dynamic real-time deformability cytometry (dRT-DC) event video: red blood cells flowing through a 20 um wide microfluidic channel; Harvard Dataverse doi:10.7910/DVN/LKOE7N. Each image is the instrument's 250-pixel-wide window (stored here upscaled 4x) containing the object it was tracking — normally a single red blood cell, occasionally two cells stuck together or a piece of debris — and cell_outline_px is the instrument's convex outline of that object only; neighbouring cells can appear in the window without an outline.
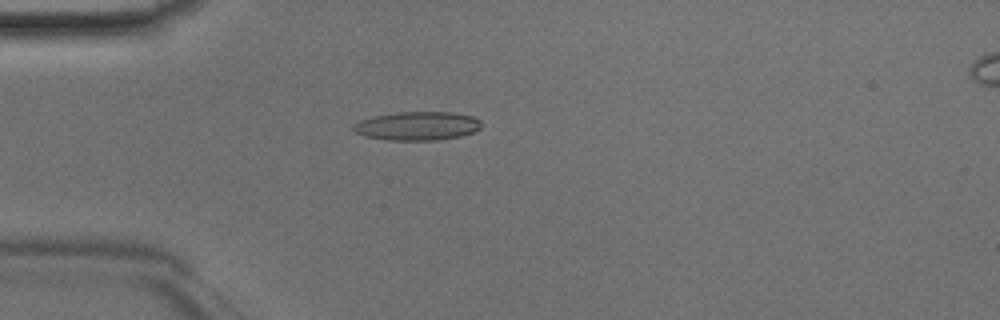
{"species": "Egyptian fruit bat (a non-hibernating species)", "species_latin": "Rousettus aegyptiacus", "temperature_condition": "room temperature", "stored_images_in_passage": 37, "camera_frame_rate_fps": 3000, "um_per_image_px": 0.085, "animal": {"sex": "male"}, "frame": {"image": 1, "passage_image": 4, "time_ms": 1.0, "image_size_px": [1000, 320], "cell_outline_px": [[480, 128], [476, 132], [460, 136], [436, 140], [388, 140], [364, 136], [356, 132], [352, 128], [352, 124], [360, 120], [372, 116], [396, 112], [452, 112], [472, 116], [480, 120]], "centroid_in_image_um": [35.46, 10.7], "position_along_channel_um": 49.5, "area_um2": 21.5}}
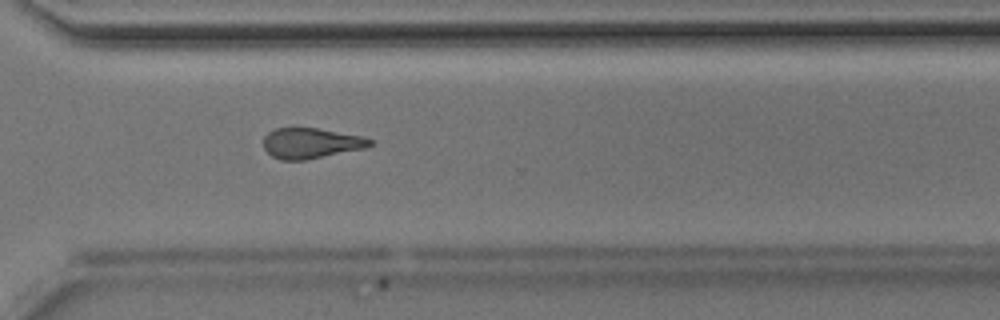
{"frame": {"image": 2, "passage_image": 25, "time_ms": 8.0, "image_size_px": [1000, 320], "cell_outline_px": [[372, 144], [368, 148], [304, 160], [280, 160], [272, 156], [264, 148], [264, 136], [268, 132], [276, 128], [292, 124], [320, 128], [364, 136], [372, 140]], "centroid_in_image_um": [26.42, 12.12], "position_along_channel_um": 344.2, "area_um2": 19.71}}
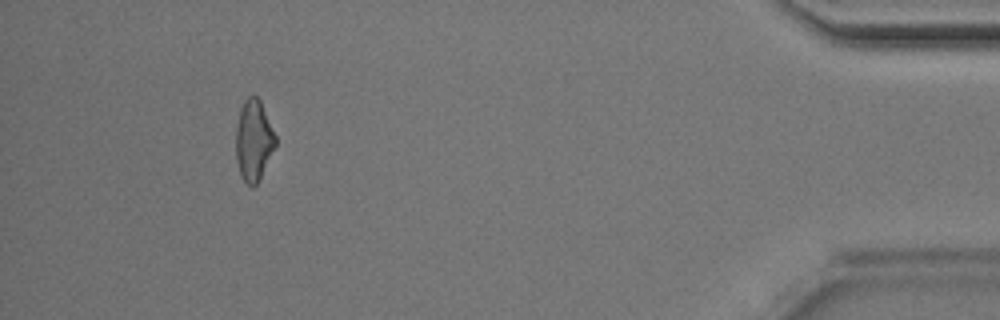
{"frame": {"image": 3, "passage_image": 34, "time_ms": 11.0, "image_size_px": [1000, 320], "cell_outline_px": [[276, 144], [256, 184], [252, 188], [240, 176], [236, 160], [236, 124], [240, 108], [244, 100], [248, 96], [256, 96], [260, 100], [276, 136]], "centroid_in_image_um": [21.53, 11.91], "position_along_channel_um": 413.7, "area_um2": 18.5}}